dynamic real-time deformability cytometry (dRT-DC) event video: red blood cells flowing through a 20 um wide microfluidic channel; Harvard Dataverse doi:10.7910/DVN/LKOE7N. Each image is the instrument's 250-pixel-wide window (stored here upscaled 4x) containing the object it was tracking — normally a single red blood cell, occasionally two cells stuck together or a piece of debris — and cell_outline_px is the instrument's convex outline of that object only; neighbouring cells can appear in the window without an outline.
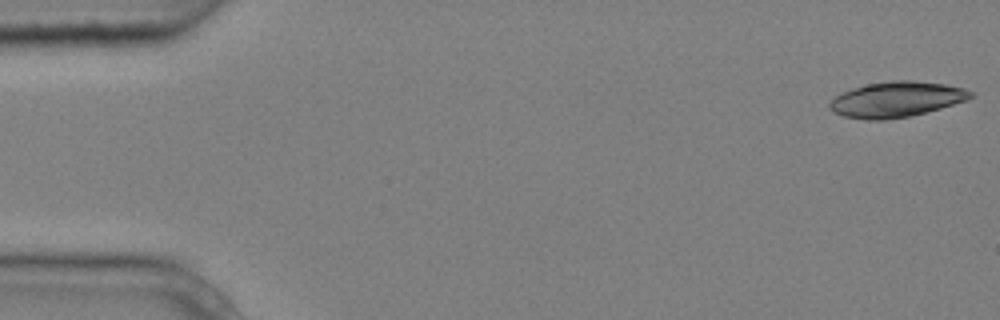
{"species": "common noctule bat (a hibernating species)", "species_latin": "Nyctalus noctula", "temperature_condition": "cold", "stored_images_in_passage": 4, "camera_frame_rate_fps": 3000, "um_per_image_px": 0.085, "animal": {"sex": "male", "body_mass_g": 20.4}, "frame": {"image": 1, "passage_image": 1, "time_ms": 0.0, "image_size_px": [1000, 320], "cell_outline_px": [[976, 96], [968, 100], [940, 108], [908, 116], [884, 120], [868, 120], [844, 116], [832, 112], [828, 108], [828, 104], [836, 96], [852, 88], [868, 84], [892, 80], [912, 80], [944, 84], [964, 88], [976, 92]], "centroid_in_image_um": [76.22, 8.44], "position_along_channel_um": 8.8, "area_um2": 29.13}}
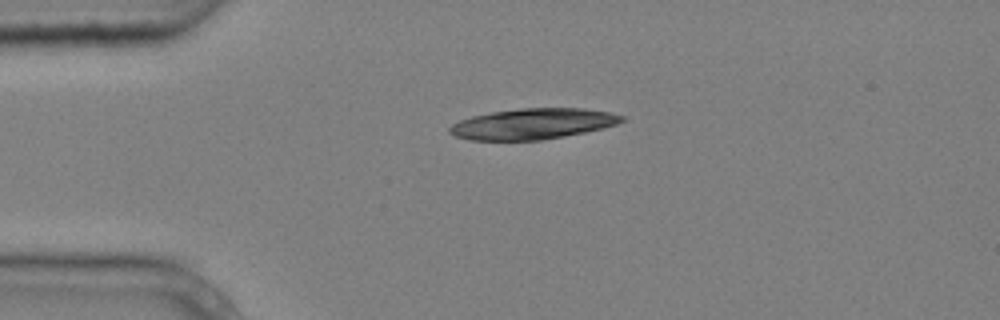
{"frame": {"image": 2, "passage_image": 4, "time_ms": 1.0, "image_size_px": [1000, 320], "cell_outline_px": [[628, 120], [604, 128], [564, 136], [540, 140], [468, 140], [456, 136], [448, 132], [448, 128], [452, 124], [460, 120], [472, 116], [492, 112], [520, 108], [584, 108], [612, 112], [624, 116]], "centroid_in_image_um": [45.32, 10.52], "position_along_channel_um": 39.7, "area_um2": 30.98}}